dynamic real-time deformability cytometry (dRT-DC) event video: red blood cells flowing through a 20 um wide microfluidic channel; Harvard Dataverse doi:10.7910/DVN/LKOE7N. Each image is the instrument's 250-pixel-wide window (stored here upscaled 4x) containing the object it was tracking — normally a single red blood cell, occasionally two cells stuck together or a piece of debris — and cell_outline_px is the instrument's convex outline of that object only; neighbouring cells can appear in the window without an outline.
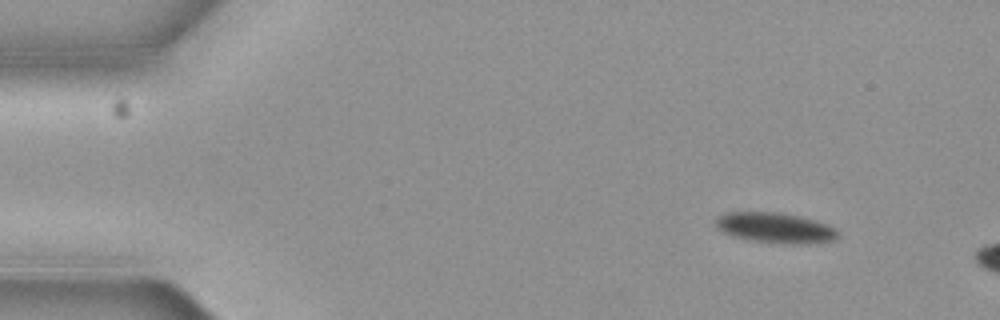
{"species": "common noctule bat (a hibernating species)", "species_latin": "Nyctalus noctula", "temperature_condition": "cold", "stored_images_in_passage": 3, "camera_frame_rate_fps": 3000, "um_per_image_px": 0.085, "animal": {"sex": "female", "body_mass_g": 19.3, "forearm_length_mm": 54.1}, "frame": {"image": 1, "passage_image": 1, "time_ms": 0.0, "image_size_px": [1000, 320], "cell_outline_px": [[840, 236], [836, 240], [808, 244], [784, 244], [748, 240], [732, 236], [716, 228], [712, 220], [716, 216], [724, 212], [780, 212], [800, 216], [816, 220], [828, 224], [840, 232]], "centroid_in_image_um": [65.88, 19.36], "position_along_channel_um": 19.1, "area_um2": 22.31}}